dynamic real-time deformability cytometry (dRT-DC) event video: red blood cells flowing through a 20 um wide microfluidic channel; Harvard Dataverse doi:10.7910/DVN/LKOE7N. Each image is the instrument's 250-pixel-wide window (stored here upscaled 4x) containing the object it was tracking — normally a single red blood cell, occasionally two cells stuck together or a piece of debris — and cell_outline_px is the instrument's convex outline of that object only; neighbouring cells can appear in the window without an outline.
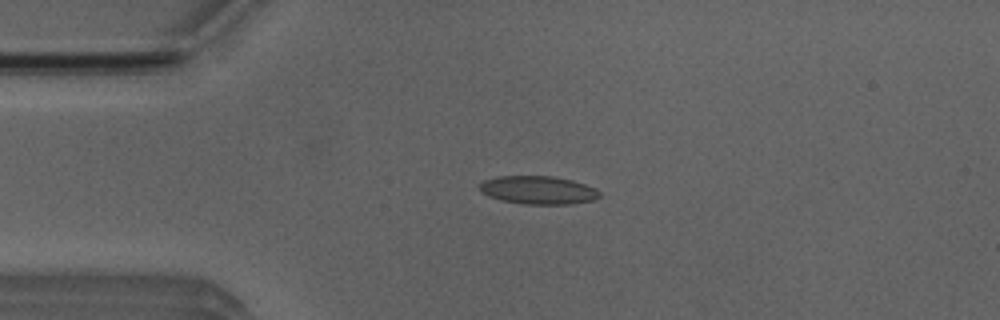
{"species": "Egyptian fruit bat (a non-hibernating species)", "species_latin": "Rousettus aegyptiacus", "temperature_condition": "room temperature", "stored_images_in_passage": 14, "camera_frame_rate_fps": 3000, "um_per_image_px": 0.085, "animal": {"sex": "male"}, "frame": {"image": 1, "passage_image": 4, "time_ms": 1.0, "image_size_px": [1000, 320], "cell_outline_px": [[600, 196], [592, 200], [572, 204], [524, 204], [500, 200], [488, 196], [480, 188], [480, 184], [484, 180], [496, 176], [552, 176], [572, 180], [596, 188], [600, 192]], "centroid_in_image_um": [45.75, 16.15], "position_along_channel_um": 39.2, "area_um2": 19.65}}